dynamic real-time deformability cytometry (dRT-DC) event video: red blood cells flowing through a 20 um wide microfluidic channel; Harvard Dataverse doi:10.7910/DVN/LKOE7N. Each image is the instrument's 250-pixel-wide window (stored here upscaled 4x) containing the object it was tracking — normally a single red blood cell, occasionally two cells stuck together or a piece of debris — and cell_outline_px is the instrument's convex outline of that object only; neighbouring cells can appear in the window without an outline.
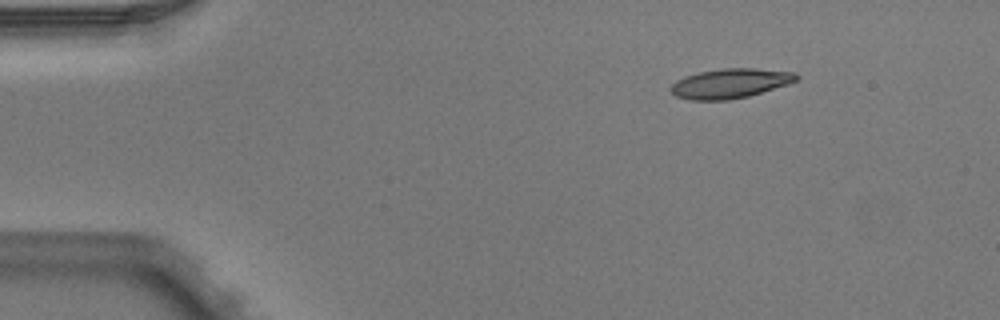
{"species": "Egyptian fruit bat (a non-hibernating species)", "species_latin": "Rousettus aegyptiacus", "temperature_condition": "warm", "stored_images_in_passage": 3, "camera_frame_rate_fps": 3000, "um_per_image_px": 0.085, "animal": {"sex": "male"}, "frame": {"image": 1, "passage_image": 1, "time_ms": 0.0, "image_size_px": [1000, 320], "cell_outline_px": [[800, 76], [796, 80], [788, 84], [748, 96], [728, 100], [692, 100], [676, 96], [672, 92], [672, 84], [676, 80], [684, 76], [700, 72], [720, 68], [756, 68], [796, 72]], "centroid_in_image_um": [62.09, 7.08], "position_along_channel_um": 22.9, "area_um2": 21.62}}
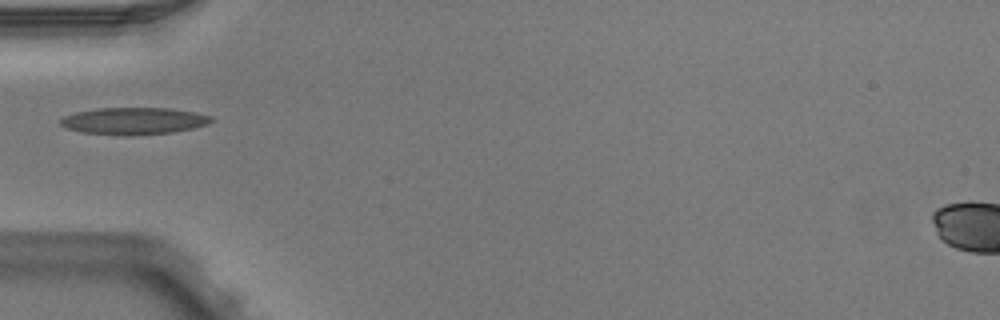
{"frame": {"image": 2, "passage_image": 3, "time_ms": 0.667, "image_size_px": [1000, 320], "cell_outline_px": [[216, 120], [208, 124], [196, 128], [172, 132], [132, 136], [120, 136], [80, 132], [64, 128], [60, 124], [60, 120], [64, 116], [76, 112], [100, 108], [168, 108], [196, 112], [212, 116]], "centroid_in_image_um": [11.4, 10.29], "position_along_channel_um": 73.6, "area_um2": 24.16}}